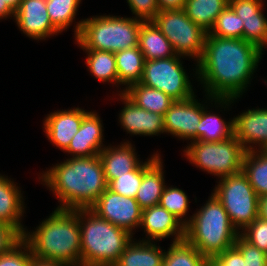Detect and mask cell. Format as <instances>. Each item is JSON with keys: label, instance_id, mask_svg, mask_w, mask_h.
Segmentation results:
<instances>
[{"label": "cell", "instance_id": "obj_1", "mask_svg": "<svg viewBox=\"0 0 267 266\" xmlns=\"http://www.w3.org/2000/svg\"><path fill=\"white\" fill-rule=\"evenodd\" d=\"M262 52L244 39L207 34L195 74L205 88L206 99L211 100L209 103L214 101L215 106L220 105L217 108L225 109L240 98L251 84Z\"/></svg>", "mask_w": 267, "mask_h": 266}, {"label": "cell", "instance_id": "obj_2", "mask_svg": "<svg viewBox=\"0 0 267 266\" xmlns=\"http://www.w3.org/2000/svg\"><path fill=\"white\" fill-rule=\"evenodd\" d=\"M40 176L61 202L57 209L90 208L108 188L99 155L69 158Z\"/></svg>", "mask_w": 267, "mask_h": 266}, {"label": "cell", "instance_id": "obj_3", "mask_svg": "<svg viewBox=\"0 0 267 266\" xmlns=\"http://www.w3.org/2000/svg\"><path fill=\"white\" fill-rule=\"evenodd\" d=\"M23 240L36 260L81 266L79 209H55L35 231L25 230Z\"/></svg>", "mask_w": 267, "mask_h": 266}, {"label": "cell", "instance_id": "obj_4", "mask_svg": "<svg viewBox=\"0 0 267 266\" xmlns=\"http://www.w3.org/2000/svg\"><path fill=\"white\" fill-rule=\"evenodd\" d=\"M81 266H114L133 239L127 230L99 217L90 208L79 209Z\"/></svg>", "mask_w": 267, "mask_h": 266}, {"label": "cell", "instance_id": "obj_5", "mask_svg": "<svg viewBox=\"0 0 267 266\" xmlns=\"http://www.w3.org/2000/svg\"><path fill=\"white\" fill-rule=\"evenodd\" d=\"M206 202L185 225L184 239L209 259L233 247L240 231L213 193Z\"/></svg>", "mask_w": 267, "mask_h": 266}, {"label": "cell", "instance_id": "obj_6", "mask_svg": "<svg viewBox=\"0 0 267 266\" xmlns=\"http://www.w3.org/2000/svg\"><path fill=\"white\" fill-rule=\"evenodd\" d=\"M143 20L134 17L100 15L75 25V40L82 50L118 52L138 46Z\"/></svg>", "mask_w": 267, "mask_h": 266}, {"label": "cell", "instance_id": "obj_7", "mask_svg": "<svg viewBox=\"0 0 267 266\" xmlns=\"http://www.w3.org/2000/svg\"><path fill=\"white\" fill-rule=\"evenodd\" d=\"M183 151L185 157L205 172L222 179L242 171L246 153L235 135L219 142L190 141Z\"/></svg>", "mask_w": 267, "mask_h": 266}, {"label": "cell", "instance_id": "obj_8", "mask_svg": "<svg viewBox=\"0 0 267 266\" xmlns=\"http://www.w3.org/2000/svg\"><path fill=\"white\" fill-rule=\"evenodd\" d=\"M213 191L238 231L258 217L259 197L242 171L220 179Z\"/></svg>", "mask_w": 267, "mask_h": 266}, {"label": "cell", "instance_id": "obj_9", "mask_svg": "<svg viewBox=\"0 0 267 266\" xmlns=\"http://www.w3.org/2000/svg\"><path fill=\"white\" fill-rule=\"evenodd\" d=\"M170 41L177 55L201 59L207 32L196 25L183 9L162 10L152 20Z\"/></svg>", "mask_w": 267, "mask_h": 266}, {"label": "cell", "instance_id": "obj_10", "mask_svg": "<svg viewBox=\"0 0 267 266\" xmlns=\"http://www.w3.org/2000/svg\"><path fill=\"white\" fill-rule=\"evenodd\" d=\"M176 55L165 59L145 60L142 78L139 83L158 89L173 100H186L194 96L193 86Z\"/></svg>", "mask_w": 267, "mask_h": 266}, {"label": "cell", "instance_id": "obj_11", "mask_svg": "<svg viewBox=\"0 0 267 266\" xmlns=\"http://www.w3.org/2000/svg\"><path fill=\"white\" fill-rule=\"evenodd\" d=\"M99 217L133 235L141 225L142 208L135 198L125 197L107 188L90 207Z\"/></svg>", "mask_w": 267, "mask_h": 266}, {"label": "cell", "instance_id": "obj_12", "mask_svg": "<svg viewBox=\"0 0 267 266\" xmlns=\"http://www.w3.org/2000/svg\"><path fill=\"white\" fill-rule=\"evenodd\" d=\"M196 95L186 100H175L164 115V131L178 139L196 141L197 126L202 117V103Z\"/></svg>", "mask_w": 267, "mask_h": 266}, {"label": "cell", "instance_id": "obj_13", "mask_svg": "<svg viewBox=\"0 0 267 266\" xmlns=\"http://www.w3.org/2000/svg\"><path fill=\"white\" fill-rule=\"evenodd\" d=\"M14 19L20 31L33 40H45L60 33L47 13L46 0H22Z\"/></svg>", "mask_w": 267, "mask_h": 266}, {"label": "cell", "instance_id": "obj_14", "mask_svg": "<svg viewBox=\"0 0 267 266\" xmlns=\"http://www.w3.org/2000/svg\"><path fill=\"white\" fill-rule=\"evenodd\" d=\"M229 5L243 22V39L264 51L267 47V19L262 12L264 2L262 0H229Z\"/></svg>", "mask_w": 267, "mask_h": 266}, {"label": "cell", "instance_id": "obj_15", "mask_svg": "<svg viewBox=\"0 0 267 266\" xmlns=\"http://www.w3.org/2000/svg\"><path fill=\"white\" fill-rule=\"evenodd\" d=\"M140 227L147 236L143 241L154 242L173 236V242H177L185 237V225L159 204L142 209Z\"/></svg>", "mask_w": 267, "mask_h": 266}, {"label": "cell", "instance_id": "obj_16", "mask_svg": "<svg viewBox=\"0 0 267 266\" xmlns=\"http://www.w3.org/2000/svg\"><path fill=\"white\" fill-rule=\"evenodd\" d=\"M234 135L246 151L263 150L267 145V109L252 108L234 116ZM255 145V146H254ZM257 146L259 147L257 149ZM256 147V148H255Z\"/></svg>", "mask_w": 267, "mask_h": 266}, {"label": "cell", "instance_id": "obj_17", "mask_svg": "<svg viewBox=\"0 0 267 266\" xmlns=\"http://www.w3.org/2000/svg\"><path fill=\"white\" fill-rule=\"evenodd\" d=\"M124 108L120 111L119 122L130 135L153 136L165 133L164 116L146 111L137 106L124 93H119Z\"/></svg>", "mask_w": 267, "mask_h": 266}, {"label": "cell", "instance_id": "obj_18", "mask_svg": "<svg viewBox=\"0 0 267 266\" xmlns=\"http://www.w3.org/2000/svg\"><path fill=\"white\" fill-rule=\"evenodd\" d=\"M89 112L81 108L51 112L44 119V132L54 146L65 151Z\"/></svg>", "mask_w": 267, "mask_h": 266}, {"label": "cell", "instance_id": "obj_19", "mask_svg": "<svg viewBox=\"0 0 267 266\" xmlns=\"http://www.w3.org/2000/svg\"><path fill=\"white\" fill-rule=\"evenodd\" d=\"M95 111H90L81 123L77 133L64 151L70 157H90L99 155L105 146L103 144V124ZM72 155V156H71Z\"/></svg>", "mask_w": 267, "mask_h": 266}, {"label": "cell", "instance_id": "obj_20", "mask_svg": "<svg viewBox=\"0 0 267 266\" xmlns=\"http://www.w3.org/2000/svg\"><path fill=\"white\" fill-rule=\"evenodd\" d=\"M159 155L156 151L147 161L143 162V178L135 197L142 209L158 205L166 186L163 160Z\"/></svg>", "mask_w": 267, "mask_h": 266}, {"label": "cell", "instance_id": "obj_21", "mask_svg": "<svg viewBox=\"0 0 267 266\" xmlns=\"http://www.w3.org/2000/svg\"><path fill=\"white\" fill-rule=\"evenodd\" d=\"M121 145L105 146L99 153L107 184L118 176L135 170L140 164L135 148L128 140Z\"/></svg>", "mask_w": 267, "mask_h": 266}, {"label": "cell", "instance_id": "obj_22", "mask_svg": "<svg viewBox=\"0 0 267 266\" xmlns=\"http://www.w3.org/2000/svg\"><path fill=\"white\" fill-rule=\"evenodd\" d=\"M15 183L0 174V222L12 225L24 234L26 227L21 224L25 212L23 193Z\"/></svg>", "mask_w": 267, "mask_h": 266}, {"label": "cell", "instance_id": "obj_23", "mask_svg": "<svg viewBox=\"0 0 267 266\" xmlns=\"http://www.w3.org/2000/svg\"><path fill=\"white\" fill-rule=\"evenodd\" d=\"M138 47L145 60L176 56L172 44L153 21H143L139 31Z\"/></svg>", "mask_w": 267, "mask_h": 266}, {"label": "cell", "instance_id": "obj_24", "mask_svg": "<svg viewBox=\"0 0 267 266\" xmlns=\"http://www.w3.org/2000/svg\"><path fill=\"white\" fill-rule=\"evenodd\" d=\"M164 254L155 242L132 239L114 266H162Z\"/></svg>", "mask_w": 267, "mask_h": 266}, {"label": "cell", "instance_id": "obj_25", "mask_svg": "<svg viewBox=\"0 0 267 266\" xmlns=\"http://www.w3.org/2000/svg\"><path fill=\"white\" fill-rule=\"evenodd\" d=\"M116 57V69L118 73V84L124 85L123 91L127 89L130 85L139 83L145 63V58L139 47H133L130 49H124L115 52Z\"/></svg>", "mask_w": 267, "mask_h": 266}, {"label": "cell", "instance_id": "obj_26", "mask_svg": "<svg viewBox=\"0 0 267 266\" xmlns=\"http://www.w3.org/2000/svg\"><path fill=\"white\" fill-rule=\"evenodd\" d=\"M202 103V117L196 131V141L219 142L234 135V119L228 122L219 114L208 111V106Z\"/></svg>", "mask_w": 267, "mask_h": 266}, {"label": "cell", "instance_id": "obj_27", "mask_svg": "<svg viewBox=\"0 0 267 266\" xmlns=\"http://www.w3.org/2000/svg\"><path fill=\"white\" fill-rule=\"evenodd\" d=\"M124 94L142 109L159 113L163 116L175 101L162 91L147 87L141 83L130 85L125 89Z\"/></svg>", "mask_w": 267, "mask_h": 266}, {"label": "cell", "instance_id": "obj_28", "mask_svg": "<svg viewBox=\"0 0 267 266\" xmlns=\"http://www.w3.org/2000/svg\"><path fill=\"white\" fill-rule=\"evenodd\" d=\"M228 4L229 0H186L183 10L196 25L208 33Z\"/></svg>", "mask_w": 267, "mask_h": 266}, {"label": "cell", "instance_id": "obj_29", "mask_svg": "<svg viewBox=\"0 0 267 266\" xmlns=\"http://www.w3.org/2000/svg\"><path fill=\"white\" fill-rule=\"evenodd\" d=\"M242 172L258 197L267 195V153L263 150L246 151Z\"/></svg>", "mask_w": 267, "mask_h": 266}, {"label": "cell", "instance_id": "obj_30", "mask_svg": "<svg viewBox=\"0 0 267 266\" xmlns=\"http://www.w3.org/2000/svg\"><path fill=\"white\" fill-rule=\"evenodd\" d=\"M87 53L86 64L96 79L118 85L116 57L113 52L104 50H83ZM117 84V85H116Z\"/></svg>", "mask_w": 267, "mask_h": 266}, {"label": "cell", "instance_id": "obj_31", "mask_svg": "<svg viewBox=\"0 0 267 266\" xmlns=\"http://www.w3.org/2000/svg\"><path fill=\"white\" fill-rule=\"evenodd\" d=\"M207 258L185 239L172 242L162 266H206Z\"/></svg>", "mask_w": 267, "mask_h": 266}, {"label": "cell", "instance_id": "obj_32", "mask_svg": "<svg viewBox=\"0 0 267 266\" xmlns=\"http://www.w3.org/2000/svg\"><path fill=\"white\" fill-rule=\"evenodd\" d=\"M81 0H46L52 24L62 33L75 20Z\"/></svg>", "mask_w": 267, "mask_h": 266}, {"label": "cell", "instance_id": "obj_33", "mask_svg": "<svg viewBox=\"0 0 267 266\" xmlns=\"http://www.w3.org/2000/svg\"><path fill=\"white\" fill-rule=\"evenodd\" d=\"M207 34L222 38L243 39V22L228 4L216 18L213 27Z\"/></svg>", "mask_w": 267, "mask_h": 266}, {"label": "cell", "instance_id": "obj_34", "mask_svg": "<svg viewBox=\"0 0 267 266\" xmlns=\"http://www.w3.org/2000/svg\"><path fill=\"white\" fill-rule=\"evenodd\" d=\"M159 205L177 217L184 225L188 223V218L186 220L184 217L188 213L189 199L183 190L166 185L162 192Z\"/></svg>", "mask_w": 267, "mask_h": 266}, {"label": "cell", "instance_id": "obj_35", "mask_svg": "<svg viewBox=\"0 0 267 266\" xmlns=\"http://www.w3.org/2000/svg\"><path fill=\"white\" fill-rule=\"evenodd\" d=\"M143 178V162L133 171L113 179L108 188L125 197L135 198Z\"/></svg>", "mask_w": 267, "mask_h": 266}, {"label": "cell", "instance_id": "obj_36", "mask_svg": "<svg viewBox=\"0 0 267 266\" xmlns=\"http://www.w3.org/2000/svg\"><path fill=\"white\" fill-rule=\"evenodd\" d=\"M234 247L242 254L244 266H267V253L248 242L241 234Z\"/></svg>", "mask_w": 267, "mask_h": 266}, {"label": "cell", "instance_id": "obj_37", "mask_svg": "<svg viewBox=\"0 0 267 266\" xmlns=\"http://www.w3.org/2000/svg\"><path fill=\"white\" fill-rule=\"evenodd\" d=\"M240 234L251 244L267 253V221L259 216Z\"/></svg>", "mask_w": 267, "mask_h": 266}, {"label": "cell", "instance_id": "obj_38", "mask_svg": "<svg viewBox=\"0 0 267 266\" xmlns=\"http://www.w3.org/2000/svg\"><path fill=\"white\" fill-rule=\"evenodd\" d=\"M33 258L30 246L22 240L11 251L0 255V266H30Z\"/></svg>", "mask_w": 267, "mask_h": 266}, {"label": "cell", "instance_id": "obj_39", "mask_svg": "<svg viewBox=\"0 0 267 266\" xmlns=\"http://www.w3.org/2000/svg\"><path fill=\"white\" fill-rule=\"evenodd\" d=\"M127 3L134 18L143 21H152L159 12L157 0H127Z\"/></svg>", "mask_w": 267, "mask_h": 266}, {"label": "cell", "instance_id": "obj_40", "mask_svg": "<svg viewBox=\"0 0 267 266\" xmlns=\"http://www.w3.org/2000/svg\"><path fill=\"white\" fill-rule=\"evenodd\" d=\"M23 240V234L14 226L0 222V255L11 251Z\"/></svg>", "mask_w": 267, "mask_h": 266}, {"label": "cell", "instance_id": "obj_41", "mask_svg": "<svg viewBox=\"0 0 267 266\" xmlns=\"http://www.w3.org/2000/svg\"><path fill=\"white\" fill-rule=\"evenodd\" d=\"M206 266H244L242 254L233 246L216 257L209 258Z\"/></svg>", "mask_w": 267, "mask_h": 266}, {"label": "cell", "instance_id": "obj_42", "mask_svg": "<svg viewBox=\"0 0 267 266\" xmlns=\"http://www.w3.org/2000/svg\"><path fill=\"white\" fill-rule=\"evenodd\" d=\"M186 0H157L159 11L183 9Z\"/></svg>", "mask_w": 267, "mask_h": 266}, {"label": "cell", "instance_id": "obj_43", "mask_svg": "<svg viewBox=\"0 0 267 266\" xmlns=\"http://www.w3.org/2000/svg\"><path fill=\"white\" fill-rule=\"evenodd\" d=\"M15 17V12L6 4V1L0 0V20Z\"/></svg>", "mask_w": 267, "mask_h": 266}, {"label": "cell", "instance_id": "obj_44", "mask_svg": "<svg viewBox=\"0 0 267 266\" xmlns=\"http://www.w3.org/2000/svg\"><path fill=\"white\" fill-rule=\"evenodd\" d=\"M258 216L267 221V195L259 197Z\"/></svg>", "mask_w": 267, "mask_h": 266}, {"label": "cell", "instance_id": "obj_45", "mask_svg": "<svg viewBox=\"0 0 267 266\" xmlns=\"http://www.w3.org/2000/svg\"><path fill=\"white\" fill-rule=\"evenodd\" d=\"M30 266H70L64 263L32 259Z\"/></svg>", "mask_w": 267, "mask_h": 266}, {"label": "cell", "instance_id": "obj_46", "mask_svg": "<svg viewBox=\"0 0 267 266\" xmlns=\"http://www.w3.org/2000/svg\"><path fill=\"white\" fill-rule=\"evenodd\" d=\"M6 1V4L14 11L16 12L19 8L22 0H3Z\"/></svg>", "mask_w": 267, "mask_h": 266}, {"label": "cell", "instance_id": "obj_47", "mask_svg": "<svg viewBox=\"0 0 267 266\" xmlns=\"http://www.w3.org/2000/svg\"><path fill=\"white\" fill-rule=\"evenodd\" d=\"M263 151H264L265 153H267V145H266V147L263 149Z\"/></svg>", "mask_w": 267, "mask_h": 266}]
</instances>
